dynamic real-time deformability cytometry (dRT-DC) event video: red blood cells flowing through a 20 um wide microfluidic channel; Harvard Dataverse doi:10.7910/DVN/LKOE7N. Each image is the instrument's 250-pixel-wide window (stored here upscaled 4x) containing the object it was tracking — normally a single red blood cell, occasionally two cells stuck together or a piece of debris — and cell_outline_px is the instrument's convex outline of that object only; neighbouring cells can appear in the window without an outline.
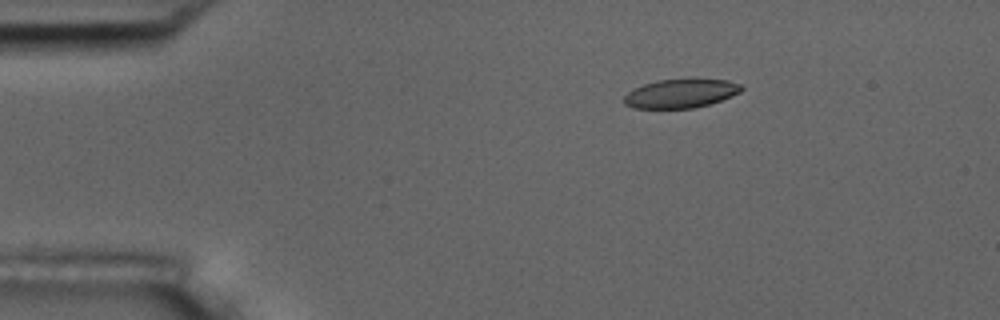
{"species": "common noctule bat (a hibernating species)", "species_latin": "Nyctalus noctula", "temperature_condition": "room temperature", "stored_images_in_passage": 5, "camera_frame_rate_fps": 3000, "um_per_image_px": 0.085, "animal": {"sex": "male", "body_mass_g": 17.5, "forearm_length_mm": 52.3}, "frame": {"image": 1, "passage_image": 3, "time_ms": 2.333, "image_size_px": [1000, 320], "cell_outline_px": [[744, 88], [740, 92], [720, 100], [708, 104], [692, 108], [632, 108], [624, 104], [624, 96], [632, 88], [656, 80], [728, 80], [740, 84]], "centroid_in_image_um": [57.81, 7.95], "position_along_channel_um": 27.2, "area_um2": 19.42}}